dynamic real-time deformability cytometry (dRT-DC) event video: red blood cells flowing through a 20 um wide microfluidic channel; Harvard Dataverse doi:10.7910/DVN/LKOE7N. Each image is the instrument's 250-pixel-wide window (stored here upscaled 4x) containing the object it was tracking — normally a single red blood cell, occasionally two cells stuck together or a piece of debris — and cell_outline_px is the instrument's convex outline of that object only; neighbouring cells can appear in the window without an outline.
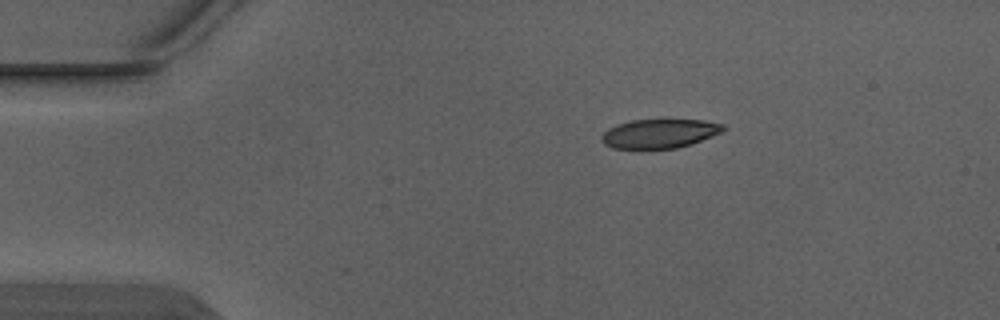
{"species": "Egyptian fruit bat (a non-hibernating species)", "species_latin": "Rousettus aegyptiacus", "temperature_condition": "warm", "stored_images_in_passage": 6, "camera_frame_rate_fps": 3000, "um_per_image_px": 0.085, "animal": {"sex": "male"}, "frame": {"image": 1, "passage_image": 6, "time_ms": 1.667, "image_size_px": [1000, 320], "cell_outline_px": [[724, 132], [676, 148], [612, 148], [604, 144], [600, 140], [600, 136], [608, 128], [616, 124], [632, 120], [668, 116], [704, 120], [724, 124]], "centroid_in_image_um": [56.06, 11.28], "position_along_channel_um": 28.9, "area_um2": 21.5}}